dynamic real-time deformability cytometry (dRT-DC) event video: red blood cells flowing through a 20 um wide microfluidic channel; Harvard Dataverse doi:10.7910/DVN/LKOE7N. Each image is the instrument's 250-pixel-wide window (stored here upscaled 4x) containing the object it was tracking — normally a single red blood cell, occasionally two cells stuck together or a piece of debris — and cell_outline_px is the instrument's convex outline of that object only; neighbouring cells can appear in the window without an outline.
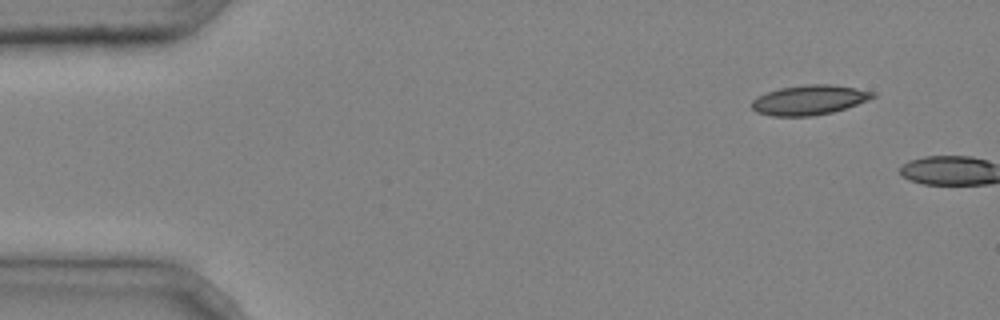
{"species": "common noctule bat (a hibernating species)", "species_latin": "Nyctalus noctula", "temperature_condition": "cold", "stored_images_in_passage": 2, "camera_frame_rate_fps": 3000, "um_per_image_px": 0.085, "animal": {"sex": "male", "body_mass_g": 20.4}, "frame": {"image": 1, "passage_image": 1, "time_ms": 0.0, "image_size_px": [1000, 320], "cell_outline_px": [[876, 96], [868, 100], [832, 112], [812, 116], [772, 116], [756, 112], [752, 108], [752, 100], [756, 96], [780, 88], [808, 84], [828, 84], [856, 88], [876, 92]], "centroid_in_image_um": [68.77, 8.49], "position_along_channel_um": 16.2, "area_um2": 20.87}}